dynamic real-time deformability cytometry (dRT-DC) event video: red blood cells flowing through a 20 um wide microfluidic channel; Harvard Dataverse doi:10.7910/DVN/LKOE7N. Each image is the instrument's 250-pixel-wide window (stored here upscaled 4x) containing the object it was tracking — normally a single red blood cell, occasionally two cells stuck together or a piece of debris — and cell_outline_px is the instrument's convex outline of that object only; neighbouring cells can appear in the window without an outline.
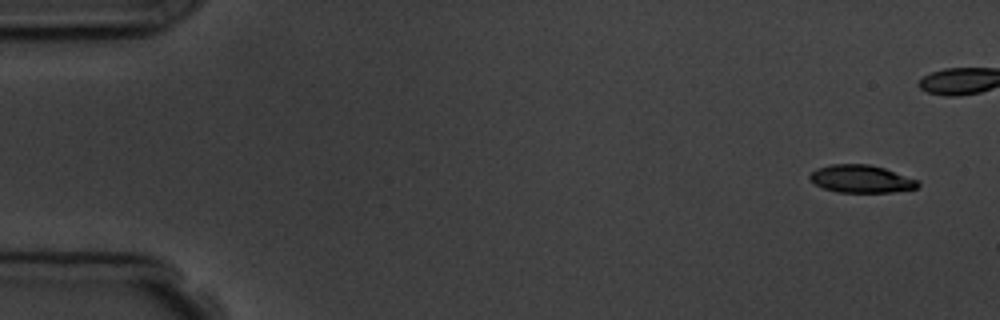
{"species": "common noctule bat (a hibernating species)", "species_latin": "Nyctalus noctula", "temperature_condition": "room temperature", "stored_images_in_passage": 5, "camera_frame_rate_fps": 3000, "um_per_image_px": 0.085, "animal": {"sex": "male", "body_mass_g": 19.5, "forearm_length_mm": 54.6}, "frame": {"image": 1, "passage_image": 1, "time_ms": 0.0, "image_size_px": [1000, 320], "cell_outline_px": [[920, 184], [916, 188], [892, 192], [836, 192], [824, 188], [816, 184], [808, 176], [816, 168], [828, 164], [868, 164], [884, 168], [916, 180]], "centroid_in_image_um": [73.16, 15.2], "position_along_channel_um": 11.8, "area_um2": 17.22}}